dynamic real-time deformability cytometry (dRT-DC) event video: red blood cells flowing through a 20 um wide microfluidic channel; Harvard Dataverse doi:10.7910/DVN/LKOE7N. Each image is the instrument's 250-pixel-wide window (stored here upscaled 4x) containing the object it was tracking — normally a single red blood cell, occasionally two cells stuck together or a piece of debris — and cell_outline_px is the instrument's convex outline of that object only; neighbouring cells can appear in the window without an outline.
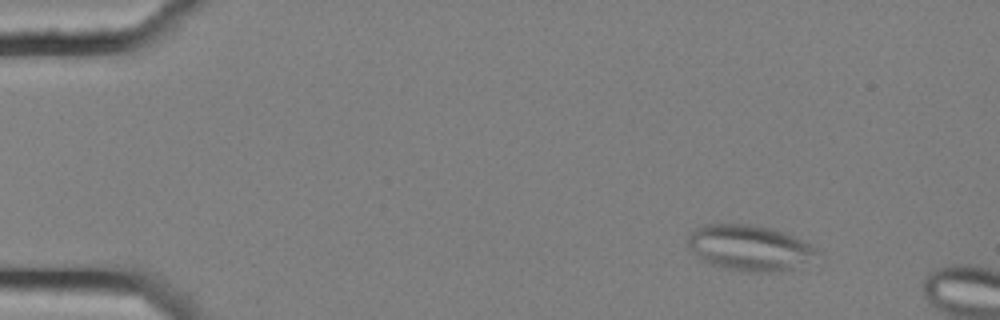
{"species": "common noctule bat (a hibernating species)", "species_latin": "Nyctalus noctula", "temperature_condition": "cold", "stored_images_in_passage": 3, "camera_frame_rate_fps": 3000, "um_per_image_px": 0.085, "animal": {"sex": "female", "body_mass_g": 25.1}, "frame": {"image": 1, "passage_image": 2, "time_ms": 0.333, "image_size_px": [1000, 320], "cell_outline_px": [[824, 256], [792, 268], [780, 272], [748, 272], [720, 268], [700, 260], [688, 248], [684, 240], [696, 228], [704, 224], [752, 224], [772, 228], [812, 244], [824, 252]], "centroid_in_image_um": [63.74, 21.08], "position_along_channel_um": 21.3, "area_um2": 35.32}}